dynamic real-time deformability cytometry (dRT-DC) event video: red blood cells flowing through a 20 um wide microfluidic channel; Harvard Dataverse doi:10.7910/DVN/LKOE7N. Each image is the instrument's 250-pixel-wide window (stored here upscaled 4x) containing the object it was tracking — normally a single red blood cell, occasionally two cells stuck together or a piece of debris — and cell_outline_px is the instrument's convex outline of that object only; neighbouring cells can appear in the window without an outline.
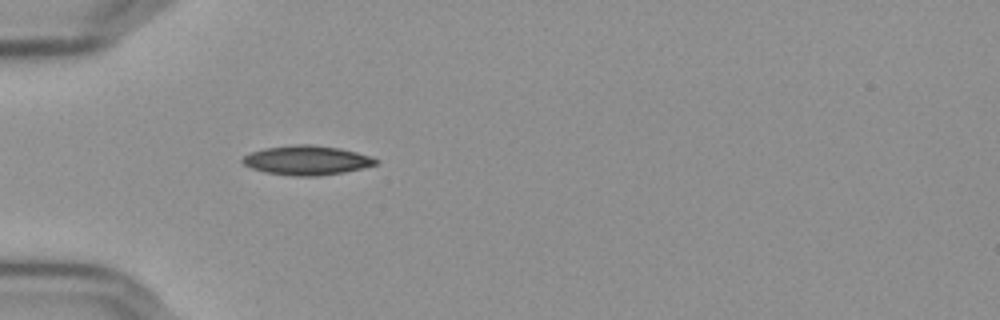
{"species": "Egyptian fruit bat (a non-hibernating species)", "species_latin": "Rousettus aegyptiacus", "temperature_condition": "cold", "stored_images_in_passage": 3, "camera_frame_rate_fps": 3000, "um_per_image_px": 0.085, "frame": {"image": 1, "passage_image": 3, "time_ms": 0.667, "image_size_px": [1000, 320], "cell_outline_px": [[380, 160], [376, 164], [364, 168], [344, 172], [320, 176], [292, 176], [264, 172], [252, 168], [244, 164], [240, 160], [244, 156], [252, 152], [264, 148], [296, 144], [312, 144], [340, 148], [356, 152]], "centroid_in_image_um": [26.08, 13.62], "position_along_channel_um": 58.9, "area_um2": 22.83}}